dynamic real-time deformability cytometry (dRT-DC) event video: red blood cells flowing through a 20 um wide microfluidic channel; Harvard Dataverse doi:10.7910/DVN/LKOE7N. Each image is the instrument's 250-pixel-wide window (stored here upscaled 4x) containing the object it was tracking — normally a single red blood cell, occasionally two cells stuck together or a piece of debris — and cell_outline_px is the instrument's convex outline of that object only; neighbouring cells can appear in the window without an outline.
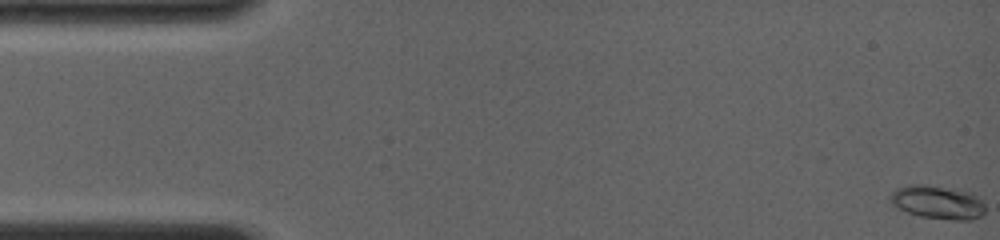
{"species": "common noctule bat (a hibernating species)", "species_latin": "Nyctalus noctula", "temperature_condition": "room temperature", "stored_images_in_passage": 21, "camera_frame_rate_fps": 4000, "um_per_image_px": 0.085, "animal": {"sex": "female", "body_mass_g": 19.0, "forearm_length_mm": 56.7}, "frame": {"image": 1, "passage_image": 1, "time_ms": 0.0, "image_size_px": [1000, 240], "cell_outline_px": [[984, 212], [980, 216], [972, 220], [956, 220], [920, 216], [896, 208], [888, 200], [888, 196], [896, 188], [912, 184], [928, 184], [960, 188], [972, 192], [980, 196], [984, 204]], "centroid_in_image_um": [79.71, 17.15], "position_along_channel_um": 5.3, "area_um2": 19.13}}
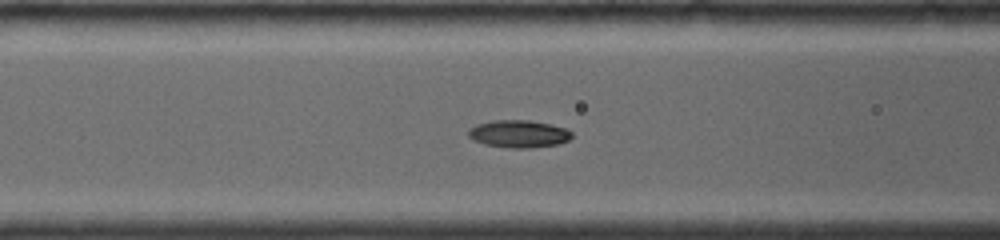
{"frame": {"image": 2, "passage_image": 18, "time_ms": 6.25, "image_size_px": [1000, 240], "cell_outline_px": [[572, 136], [568, 140], [556, 144], [532, 148], [508, 148], [484, 144], [472, 140], [468, 136], [468, 132], [476, 124], [492, 120], [528, 120], [568, 128], [572, 132]], "centroid_in_image_um": [44.08, 11.38], "position_along_channel_um": 122.5, "area_um2": 16.59}}
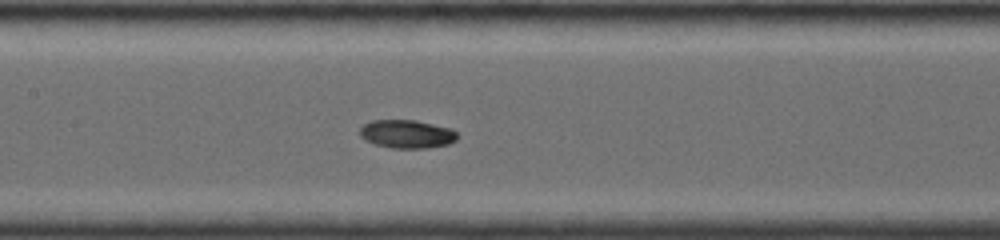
{"frame": {"image": 3, "passage_image": 21, "time_ms": 7.5, "image_size_px": [1000, 240], "cell_outline_px": [[456, 140], [448, 144], [428, 148], [392, 148], [376, 144], [364, 140], [360, 136], [360, 128], [364, 124], [372, 120], [416, 120], [452, 128], [456, 132]], "centroid_in_image_um": [34.58, 11.39], "position_along_channel_um": 172.8, "area_um2": 16.13}}